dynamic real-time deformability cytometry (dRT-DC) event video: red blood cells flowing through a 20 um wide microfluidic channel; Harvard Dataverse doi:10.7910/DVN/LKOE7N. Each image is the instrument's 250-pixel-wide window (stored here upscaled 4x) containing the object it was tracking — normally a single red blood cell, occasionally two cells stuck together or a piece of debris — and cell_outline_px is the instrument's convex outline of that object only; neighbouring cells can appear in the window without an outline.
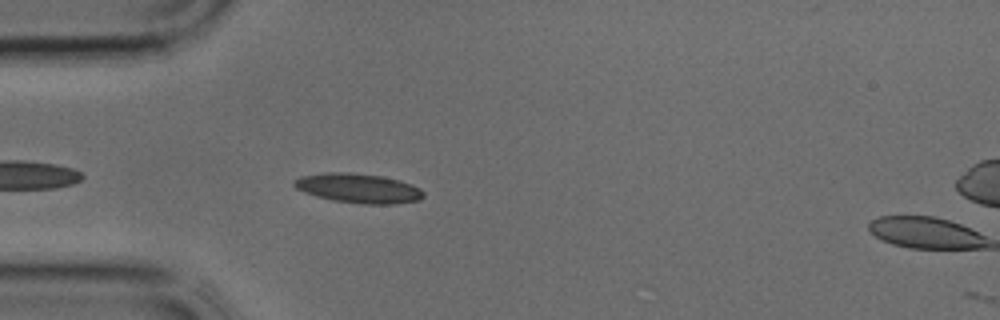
{"species": "common noctule bat (a hibernating species)", "species_latin": "Nyctalus noctula", "temperature_condition": "cold", "stored_images_in_passage": 4, "camera_frame_rate_fps": 3000, "um_per_image_px": 0.085, "animal": {"sex": "male", "body_mass_g": 17.9, "forearm_length_mm": 54.2}, "frame": {"image": 1, "passage_image": 3, "time_ms": 0.667, "image_size_px": [1000, 320], "cell_outline_px": [[424, 196], [420, 200], [392, 204], [364, 204], [332, 200], [316, 196], [304, 192], [296, 188], [292, 184], [292, 180], [300, 176], [324, 172], [348, 172], [380, 176], [400, 180], [420, 188], [424, 192]], "centroid_in_image_um": [30.43, 15.99], "position_along_channel_um": 54.6, "area_um2": 22.31}}